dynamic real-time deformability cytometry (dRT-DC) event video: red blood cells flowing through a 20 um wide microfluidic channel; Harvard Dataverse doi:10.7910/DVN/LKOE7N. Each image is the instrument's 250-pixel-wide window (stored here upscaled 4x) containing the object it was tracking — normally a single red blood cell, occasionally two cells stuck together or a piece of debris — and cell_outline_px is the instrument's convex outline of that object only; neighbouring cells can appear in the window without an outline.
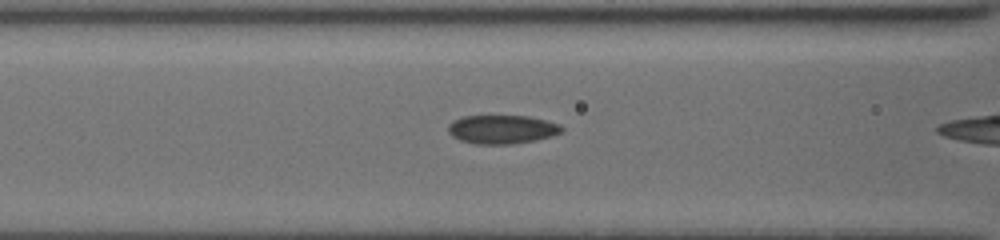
{"species": "common noctule bat (a hibernating species)", "species_latin": "Nyctalus noctula", "temperature_condition": "cold", "stored_images_in_passage": 29, "camera_frame_rate_fps": 3000, "um_per_image_px": 0.085, "animal": {"sex": "female", "body_mass_g": 19.5, "forearm_length_mm": 54.1}, "frame": {"image": 1, "passage_image": 9, "time_ms": 2.667, "image_size_px": [1000, 240], "cell_outline_px": [[564, 128], [560, 132], [552, 136], [536, 140], [512, 144], [476, 144], [460, 140], [452, 136], [448, 132], [448, 124], [452, 120], [464, 116], [528, 116], [560, 124]], "centroid_in_image_um": [42.65, 11.0], "position_along_channel_um": 124.0, "area_um2": 19.02}}
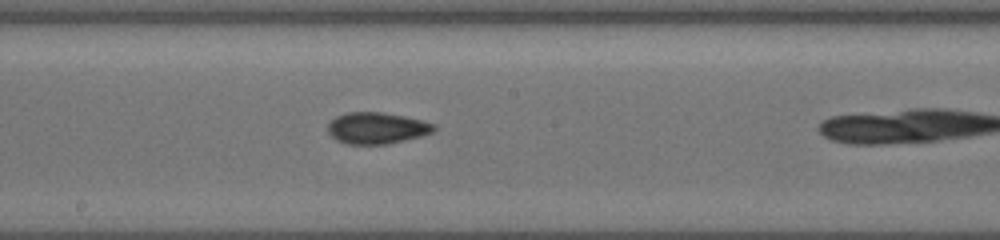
{"frame": {"image": 2, "passage_image": 16, "time_ms": 5.0, "image_size_px": [1000, 240], "cell_outline_px": [[436, 128], [432, 132], [420, 136], [388, 144], [348, 144], [336, 140], [328, 132], [328, 124], [336, 116], [344, 112], [384, 112], [404, 116], [436, 124]], "centroid_in_image_um": [32.01, 10.88], "position_along_channel_um": 216.2, "area_um2": 19.42}}
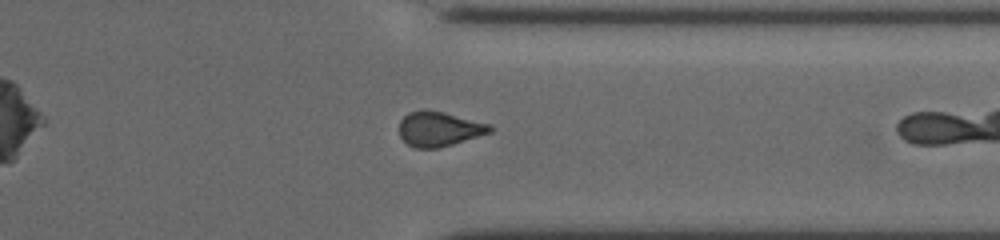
{"frame": {"image": 3, "passage_image": 28, "time_ms": 9.0, "image_size_px": [1000, 240], "cell_outline_px": [[492, 132], [452, 144], [436, 148], [416, 148], [408, 144], [400, 136], [400, 120], [408, 112], [424, 108], [444, 112], [488, 124], [492, 128]], "centroid_in_image_um": [37.29, 10.94], "position_along_channel_um": 374.1, "area_um2": 18.21}}